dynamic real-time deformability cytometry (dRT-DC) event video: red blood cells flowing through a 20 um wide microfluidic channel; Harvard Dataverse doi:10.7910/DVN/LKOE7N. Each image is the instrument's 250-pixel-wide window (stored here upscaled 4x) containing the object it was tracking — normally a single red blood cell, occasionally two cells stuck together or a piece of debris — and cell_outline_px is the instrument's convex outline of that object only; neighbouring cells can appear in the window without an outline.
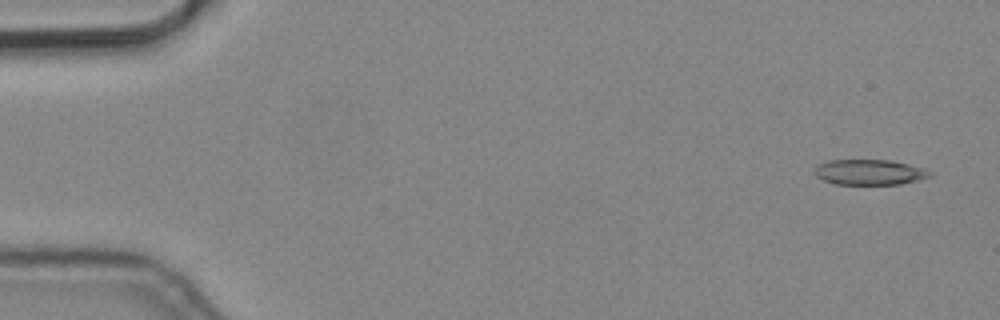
{"species": "common noctule bat (a hibernating species)", "species_latin": "Nyctalus noctula", "temperature_condition": "cold", "stored_images_in_passage": 5, "camera_frame_rate_fps": 3000, "um_per_image_px": 0.085, "animal": {"sex": "male", "body_mass_g": 19.2, "forearm_length_mm": 51.8}, "frame": {"image": 1, "passage_image": 1, "time_ms": 0.0, "image_size_px": [1000, 320], "cell_outline_px": [[932, 176], [900, 184], [836, 184], [824, 180], [816, 176], [816, 168], [820, 164], [828, 160], [888, 160], [908, 164], [924, 168], [932, 172]], "centroid_in_image_um": [73.94, 14.63], "position_along_channel_um": 11.1, "area_um2": 16.82}}
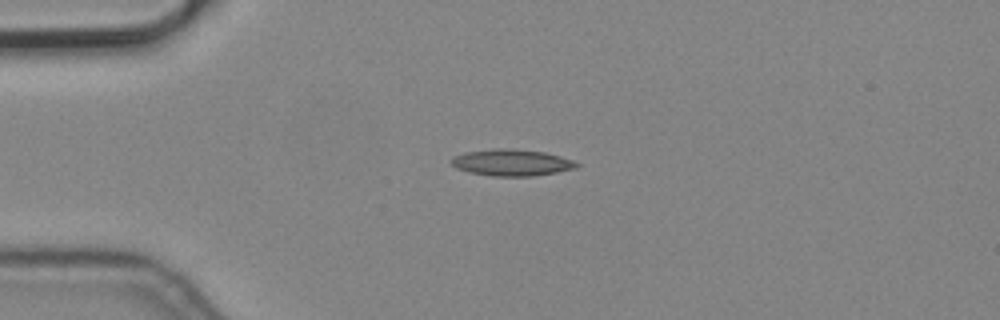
{"frame": {"image": 2, "passage_image": 4, "time_ms": 1.0, "image_size_px": [1000, 320], "cell_outline_px": [[580, 164], [576, 168], [556, 172], [532, 176], [492, 176], [468, 172], [456, 168], [452, 164], [452, 156], [464, 152], [496, 148], [504, 148], [544, 152], [560, 156], [572, 160]], "centroid_in_image_um": [43.46, 13.82], "position_along_channel_um": 41.5, "area_um2": 19.31}}